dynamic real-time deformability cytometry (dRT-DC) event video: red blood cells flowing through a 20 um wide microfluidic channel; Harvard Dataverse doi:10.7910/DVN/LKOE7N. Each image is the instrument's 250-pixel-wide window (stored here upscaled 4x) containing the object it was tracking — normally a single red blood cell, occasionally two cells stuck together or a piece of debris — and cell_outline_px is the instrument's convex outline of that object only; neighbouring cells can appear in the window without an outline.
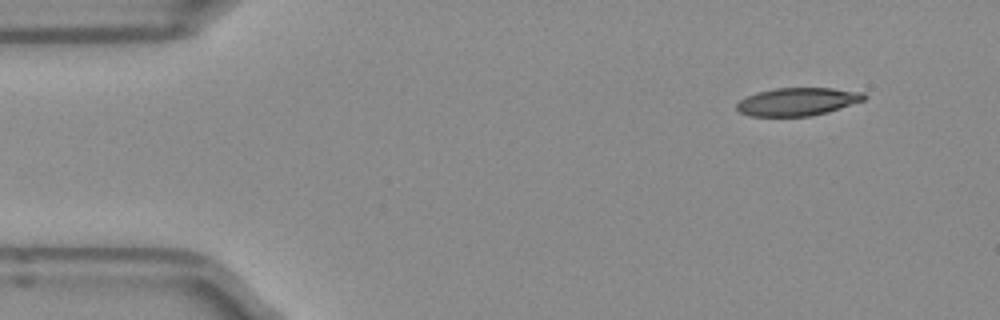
{"species": "Egyptian fruit bat (a non-hibernating species)", "species_latin": "Rousettus aegyptiacus", "temperature_condition": "room temperature", "stored_images_in_passage": 47, "camera_frame_rate_fps": 3000, "um_per_image_px": 0.085, "frame": {"image": 1, "passage_image": 1, "time_ms": 0.0, "image_size_px": [1000, 320], "cell_outline_px": [[868, 96], [864, 100], [828, 112], [812, 116], [752, 116], [740, 112], [736, 108], [736, 104], [740, 100], [756, 92], [776, 88], [832, 88], [864, 92]], "centroid_in_image_um": [67.81, 8.64], "position_along_channel_um": 17.2, "area_um2": 20.75}}
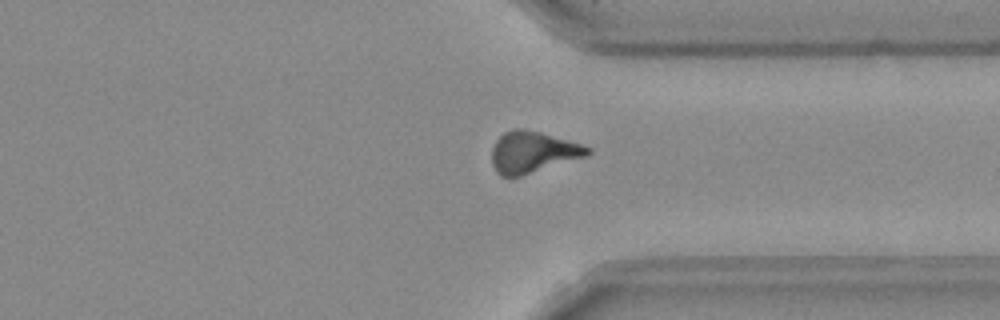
{"frame": {"image": 2, "passage_image": 34, "time_ms": 11.0, "image_size_px": [1000, 320], "cell_outline_px": [[592, 152], [584, 156], [520, 176], [500, 176], [496, 172], [492, 164], [492, 148], [496, 140], [504, 132], [512, 128], [520, 128], [540, 132], [580, 144], [592, 148]], "centroid_in_image_um": [45.23, 12.92], "position_along_channel_um": 366.2, "area_um2": 22.72}}
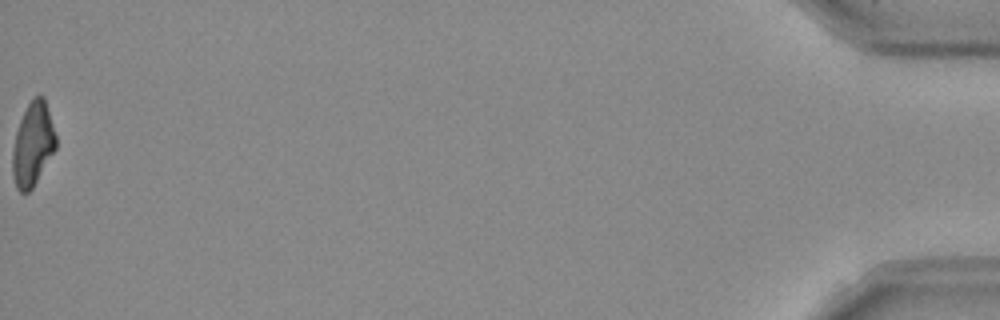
{"frame": {"image": 3, "passage_image": 47, "time_ms": 15.333, "image_size_px": [1000, 320], "cell_outline_px": [[56, 148], [32, 188], [28, 192], [20, 192], [16, 188], [12, 172], [12, 152], [16, 132], [20, 120], [28, 104], [36, 96], [44, 96], [56, 136]], "centroid_in_image_um": [2.78, 12.28], "position_along_channel_um": 432.4, "area_um2": 20.81}}